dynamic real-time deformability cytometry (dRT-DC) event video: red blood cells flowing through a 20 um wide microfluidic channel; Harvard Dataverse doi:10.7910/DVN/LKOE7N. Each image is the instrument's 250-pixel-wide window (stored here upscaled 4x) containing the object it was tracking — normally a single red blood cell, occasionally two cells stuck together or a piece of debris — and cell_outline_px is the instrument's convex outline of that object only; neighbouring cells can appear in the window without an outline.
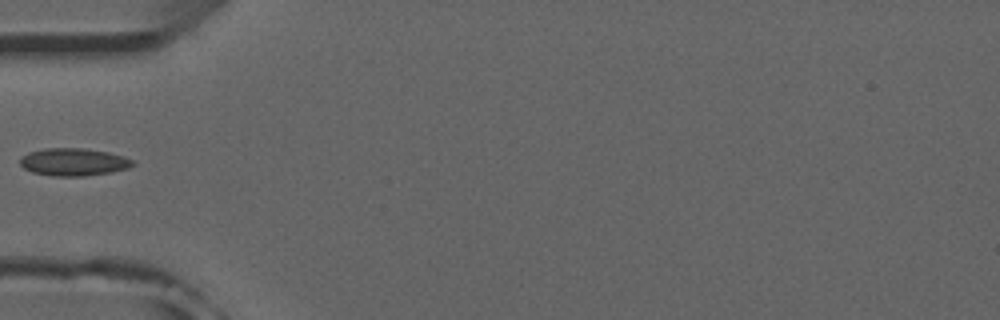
{"species": "common noctule bat (a hibernating species)", "species_latin": "Nyctalus noctula", "temperature_condition": "room temperature", "stored_images_in_passage": 18, "camera_frame_rate_fps": 3000, "um_per_image_px": 0.085, "animal": {"sex": "male", "forearm_length_mm": 52.5}, "frame": {"image": 1, "passage_image": 1, "time_ms": 0.0, "image_size_px": [1000, 320], "cell_outline_px": [[136, 164], [128, 168], [112, 172], [84, 176], [52, 176], [32, 172], [24, 168], [20, 164], [20, 156], [28, 152], [44, 148], [84, 148], [108, 152], [124, 156], [136, 160]], "centroid_in_image_um": [6.27, 13.76], "position_along_channel_um": 78.7, "area_um2": 18.38}}
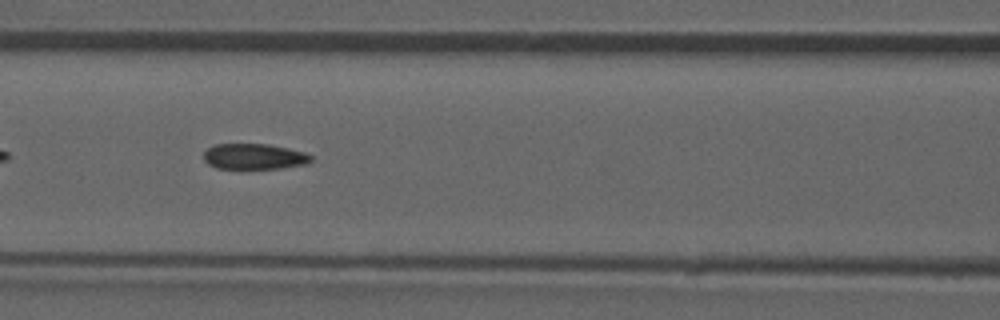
{"frame": {"image": 2, "passage_image": 6, "time_ms": 1.667, "image_size_px": [1000, 320], "cell_outline_px": [[312, 160], [308, 164], [280, 168], [216, 168], [208, 164], [204, 160], [204, 152], [208, 148], [216, 144], [268, 144], [288, 148], [304, 152], [312, 156]], "centroid_in_image_um": [21.62, 13.3], "position_along_channel_um": 145.0, "area_um2": 16.01}}